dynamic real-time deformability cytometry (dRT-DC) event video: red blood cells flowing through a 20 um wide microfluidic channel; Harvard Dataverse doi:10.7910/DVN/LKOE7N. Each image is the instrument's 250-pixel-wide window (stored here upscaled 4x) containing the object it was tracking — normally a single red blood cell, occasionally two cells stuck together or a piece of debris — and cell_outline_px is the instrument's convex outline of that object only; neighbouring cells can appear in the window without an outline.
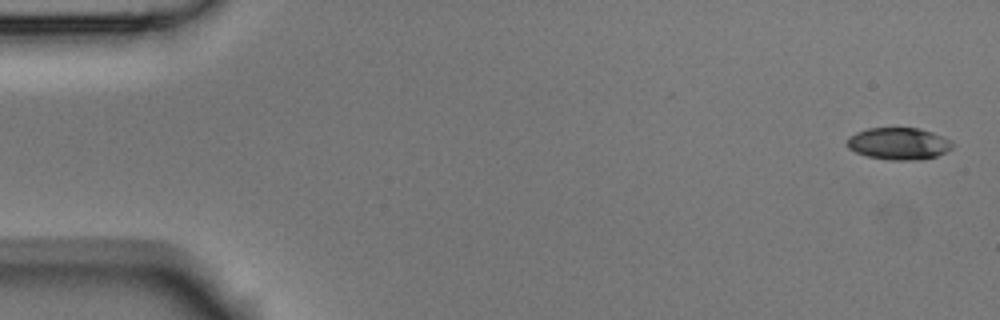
{"species": "Egyptian fruit bat (a non-hibernating species)", "species_latin": "Rousettus aegyptiacus", "temperature_condition": "room temperature", "stored_images_in_passage": 4, "camera_frame_rate_fps": 3000, "um_per_image_px": 0.085, "animal": {"sex": "male"}, "frame": {"image": 1, "passage_image": 1, "time_ms": 0.0, "image_size_px": [1000, 320], "cell_outline_px": [[952, 148], [936, 156], [920, 160], [892, 160], [868, 156], [856, 152], [848, 148], [848, 140], [856, 132], [868, 128], [920, 128], [932, 132], [948, 140], [952, 144]], "centroid_in_image_um": [76.38, 12.21], "position_along_channel_um": 8.6, "area_um2": 19.31}}
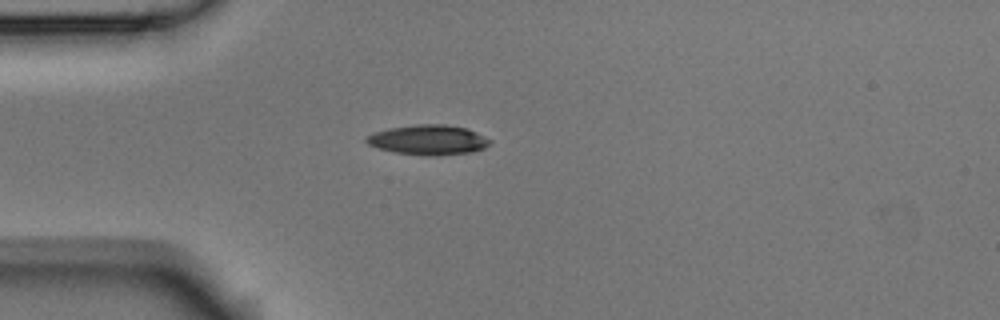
{"frame": {"image": 2, "passage_image": 4, "time_ms": 1.0, "image_size_px": [1000, 320], "cell_outline_px": [[492, 140], [484, 148], [472, 152], [440, 156], [428, 156], [396, 152], [376, 148], [368, 144], [364, 140], [364, 136], [388, 128], [416, 124], [444, 124], [464, 128], [476, 132]], "centroid_in_image_um": [36.38, 11.89], "position_along_channel_um": 48.6, "area_um2": 21.62}}